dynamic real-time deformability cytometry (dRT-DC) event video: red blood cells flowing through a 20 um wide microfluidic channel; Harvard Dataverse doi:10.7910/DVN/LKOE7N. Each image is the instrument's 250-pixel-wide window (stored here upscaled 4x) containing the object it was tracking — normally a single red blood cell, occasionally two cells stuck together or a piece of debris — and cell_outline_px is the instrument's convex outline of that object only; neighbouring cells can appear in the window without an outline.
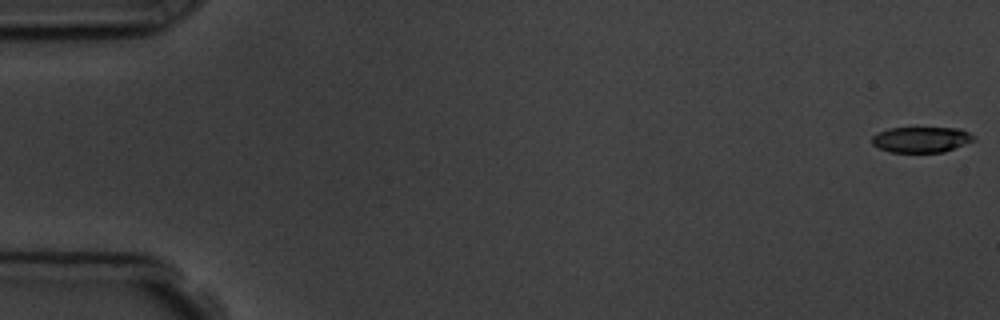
{"species": "common noctule bat (a hibernating species)", "species_latin": "Nyctalus noctula", "temperature_condition": "room temperature", "stored_images_in_passage": 6, "segment_of_instrument_passage": [1, 2], "camera_frame_rate_fps": 3000, "um_per_image_px": 0.085, "animal": {"sex": "male", "body_mass_g": 19.5, "forearm_length_mm": 54.6}, "frame": {"image": 1, "passage_image": 1, "time_ms": 0.0, "image_size_px": [1000, 320], "cell_outline_px": [[976, 140], [944, 152], [892, 152], [880, 148], [872, 144], [872, 136], [876, 132], [888, 128], [960, 128], [976, 136]], "centroid_in_image_um": [78.32, 11.85], "position_along_channel_um": 6.7, "area_um2": 15.32}}
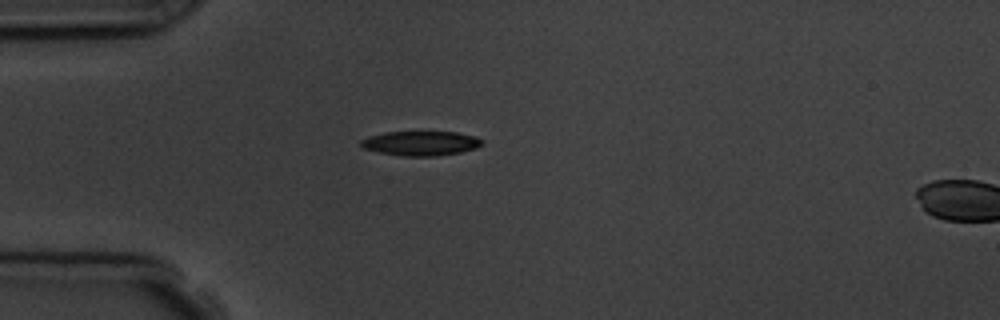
{"frame": {"image": 2, "passage_image": 5, "time_ms": 4.667, "image_size_px": [1000, 320], "cell_outline_px": [[484, 144], [476, 148], [460, 152], [436, 156], [404, 156], [380, 152], [364, 148], [360, 144], [360, 140], [368, 136], [384, 132], [456, 132], [476, 136], [484, 140]], "centroid_in_image_um": [35.8, 12.17], "position_along_channel_um": 49.2, "area_um2": 17.34}}